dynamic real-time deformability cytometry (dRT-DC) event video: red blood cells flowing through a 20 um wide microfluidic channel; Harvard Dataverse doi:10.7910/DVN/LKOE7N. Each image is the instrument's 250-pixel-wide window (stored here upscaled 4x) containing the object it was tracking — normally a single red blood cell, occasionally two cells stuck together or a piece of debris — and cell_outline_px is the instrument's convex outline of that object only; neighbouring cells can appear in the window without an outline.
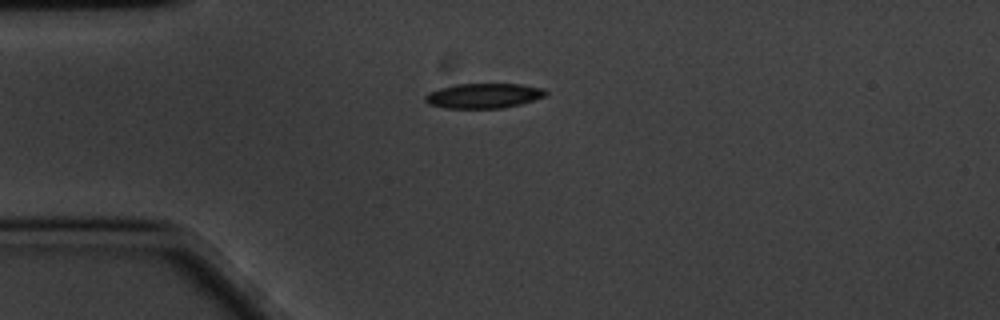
{"species": "common noctule bat (a hibernating species)", "species_latin": "Nyctalus noctula", "temperature_condition": "cold", "stored_images_in_passage": 45, "camera_frame_rate_fps": 3000, "um_per_image_px": 0.085, "animal": {"sex": "male", "body_mass_g": 20.1, "forearm_length_mm": 53.5}, "frame": {"image": 1, "passage_image": 1, "time_ms": 0.0, "image_size_px": [1000, 320], "cell_outline_px": [[548, 92], [544, 96], [520, 104], [504, 108], [448, 108], [428, 104], [424, 100], [424, 96], [428, 92], [440, 88], [456, 84], [520, 84], [544, 88]], "centroid_in_image_um": [41.09, 8.13], "position_along_channel_um": 43.9, "area_um2": 17.46}}
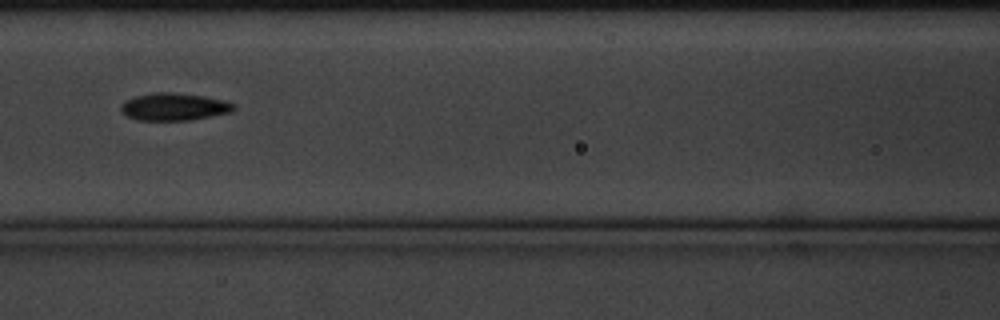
{"frame": {"image": 2, "passage_image": 12, "time_ms": 3.667, "image_size_px": [1000, 320], "cell_outline_px": [[236, 108], [232, 112], [192, 120], [136, 120], [128, 116], [120, 108], [120, 104], [124, 100], [136, 96], [156, 92], [172, 92], [204, 96], [224, 100], [236, 104]], "centroid_in_image_um": [14.82, 9.07], "position_along_channel_um": 151.8, "area_um2": 18.15}}
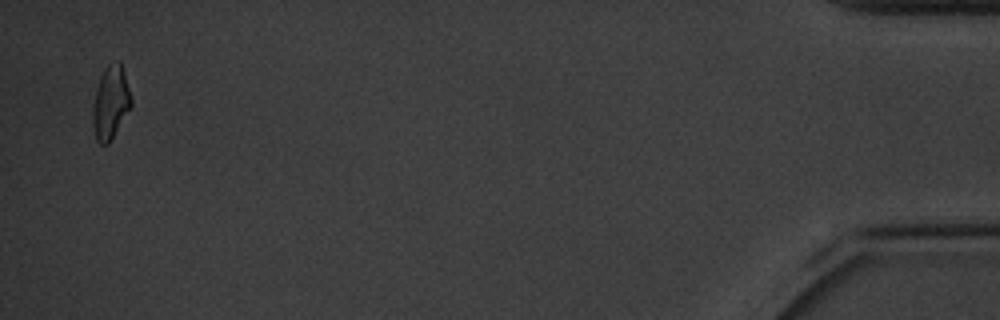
{"frame": {"image": 3, "passage_image": 44, "time_ms": 14.333, "image_size_px": [1000, 320], "cell_outline_px": [[132, 104], [108, 144], [100, 144], [96, 140], [92, 124], [92, 108], [96, 88], [100, 76], [104, 68], [108, 64], [120, 60], [132, 96]], "centroid_in_image_um": [9.39, 8.69], "position_along_channel_um": 425.8, "area_um2": 16.42}, "authors_computed_cell_mechanics": {"area_um2": 17.1088, "velocity_mm_per_s": 3.3901, "shape_relaxation_time_tau1_ms": 2.8937, "shape_relaxation_time_tau2_ms": 7.9101, "deformation_change_tau1": 0.1274, "deformation_change_tau2": 0.1269}}